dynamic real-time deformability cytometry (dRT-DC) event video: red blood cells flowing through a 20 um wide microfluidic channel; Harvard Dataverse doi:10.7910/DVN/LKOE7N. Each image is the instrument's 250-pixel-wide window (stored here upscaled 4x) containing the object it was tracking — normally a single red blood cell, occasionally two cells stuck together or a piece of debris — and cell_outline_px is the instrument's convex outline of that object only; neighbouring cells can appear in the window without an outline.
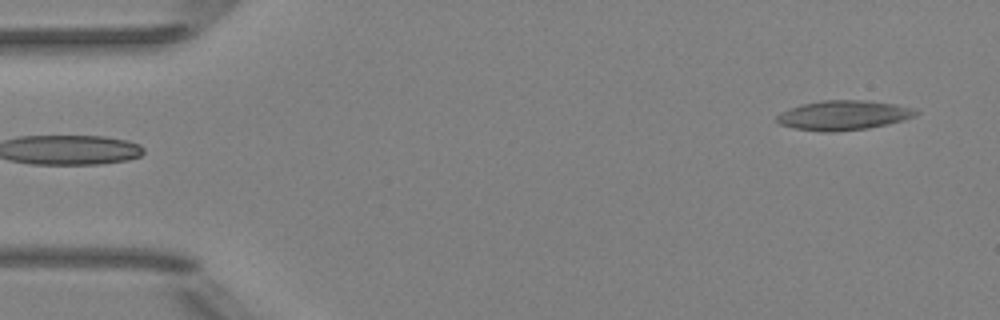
{"species": "Egyptian fruit bat (a non-hibernating species)", "species_latin": "Rousettus aegyptiacus", "temperature_condition": "room temperature", "stored_images_in_passage": 5, "camera_frame_rate_fps": 3000, "um_per_image_px": 0.085, "animal": {"sex": "female"}, "frame": {"image": 1, "passage_image": 5, "time_ms": 5.333, "image_size_px": [1000, 320], "cell_outline_px": [[920, 112], [916, 116], [904, 120], [888, 124], [868, 128], [828, 132], [824, 132], [796, 128], [780, 124], [776, 120], [776, 116], [780, 112], [804, 104], [820, 100], [864, 100], [892, 104], [916, 108]], "centroid_in_image_um": [71.74, 9.79], "position_along_channel_um": 13.3, "area_um2": 23.81}}